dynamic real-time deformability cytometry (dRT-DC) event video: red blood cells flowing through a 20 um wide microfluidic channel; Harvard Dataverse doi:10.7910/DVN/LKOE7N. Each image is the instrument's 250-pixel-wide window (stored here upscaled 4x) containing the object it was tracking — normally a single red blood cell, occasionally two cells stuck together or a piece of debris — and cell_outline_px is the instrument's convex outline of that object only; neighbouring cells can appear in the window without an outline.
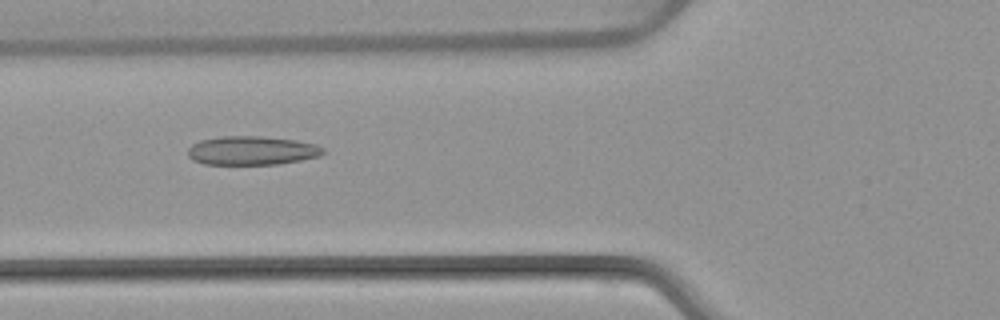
{"species": "common noctule bat (a hibernating species)", "species_latin": "Nyctalus noctula", "temperature_condition": "warm", "stored_images_in_passage": 7, "camera_frame_rate_fps": 3000, "um_per_image_px": 0.085, "animal": {"sex": "female", "body_mass_g": 22.7, "forearm_length_mm": 54.2}, "frame": {"image": 1, "passage_image": 6, "time_ms": 5.667, "image_size_px": [1000, 320], "cell_outline_px": [[324, 152], [320, 156], [280, 164], [204, 164], [192, 160], [188, 156], [188, 148], [192, 144], [200, 140], [220, 136], [260, 136], [296, 140], [316, 144], [324, 148]], "centroid_in_image_um": [21.4, 12.79], "position_along_channel_um": 104.4, "area_um2": 22.83}}
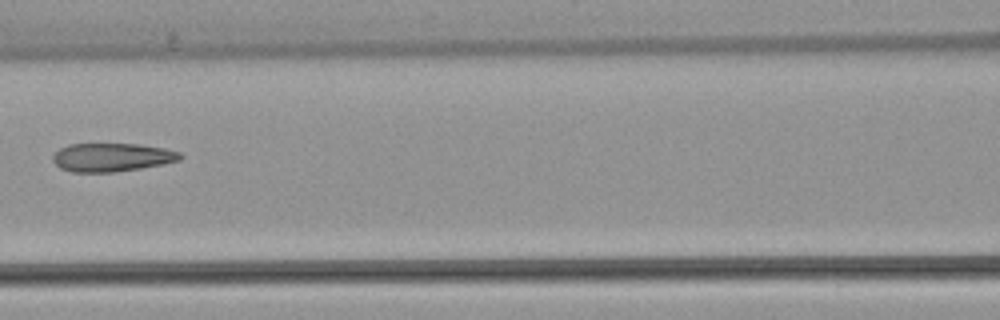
{"frame": {"image": 2, "passage_image": 7, "time_ms": 7.0, "image_size_px": [1000, 320], "cell_outline_px": [[184, 156], [180, 160], [164, 164], [140, 168], [112, 172], [72, 172], [60, 168], [52, 160], [52, 156], [60, 148], [68, 144], [140, 144], [164, 148], [180, 152]], "centroid_in_image_um": [9.52, 13.37], "position_along_channel_um": 157.1, "area_um2": 21.15}}